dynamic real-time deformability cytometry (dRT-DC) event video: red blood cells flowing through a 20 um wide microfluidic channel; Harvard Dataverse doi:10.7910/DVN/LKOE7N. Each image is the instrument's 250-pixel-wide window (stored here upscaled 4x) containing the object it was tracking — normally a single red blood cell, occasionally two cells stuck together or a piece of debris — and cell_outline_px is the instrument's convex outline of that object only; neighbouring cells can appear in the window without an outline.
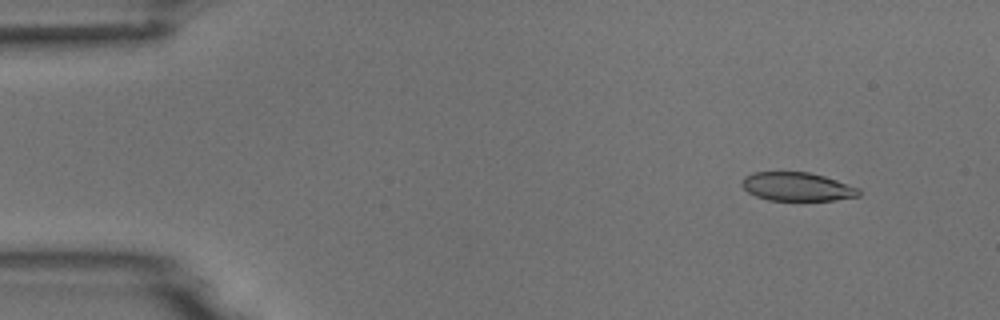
{"species": "common noctule bat (a hibernating species)", "species_latin": "Nyctalus noctula", "temperature_condition": "room temperature", "stored_images_in_passage": 5, "camera_frame_rate_fps": 3000, "um_per_image_px": 0.085, "animal": {"sex": "male", "body_mass_g": 18.8}, "frame": {"image": 1, "passage_image": 2, "time_ms": 1.0, "image_size_px": [1000, 320], "cell_outline_px": [[860, 196], [836, 200], [768, 200], [756, 196], [748, 192], [740, 184], [740, 180], [744, 176], [752, 172], [808, 172], [824, 176], [860, 188]], "centroid_in_image_um": [67.73, 15.86], "position_along_channel_um": 17.3, "area_um2": 19.59}}